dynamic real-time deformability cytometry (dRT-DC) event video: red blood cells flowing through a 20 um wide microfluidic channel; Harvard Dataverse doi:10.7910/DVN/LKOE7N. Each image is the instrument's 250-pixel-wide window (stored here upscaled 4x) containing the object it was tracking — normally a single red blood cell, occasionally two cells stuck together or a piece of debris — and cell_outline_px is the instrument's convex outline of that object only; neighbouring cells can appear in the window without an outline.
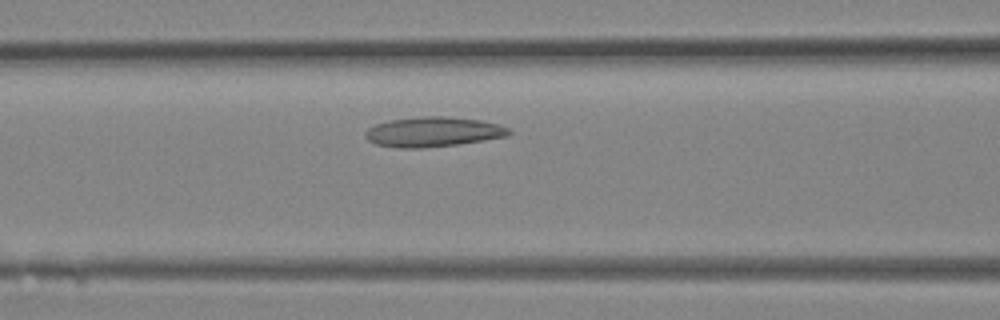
{"species": "Egyptian fruit bat (a non-hibernating species)", "species_latin": "Rousettus aegyptiacus", "temperature_condition": "room temperature", "stored_images_in_passage": 28, "camera_frame_rate_fps": 3000, "um_per_image_px": 0.085, "animal": {"sex": "female"}, "frame": {"image": 1, "passage_image": 9, "time_ms": 2.667, "image_size_px": [1000, 320], "cell_outline_px": [[512, 132], [508, 136], [484, 140], [456, 144], [420, 148], [400, 148], [376, 144], [368, 140], [364, 136], [364, 132], [368, 128], [376, 124], [388, 120], [424, 116], [444, 116], [480, 120], [500, 124], [508, 128]], "centroid_in_image_um": [36.81, 11.2], "position_along_channel_um": 129.8, "area_um2": 24.97}}
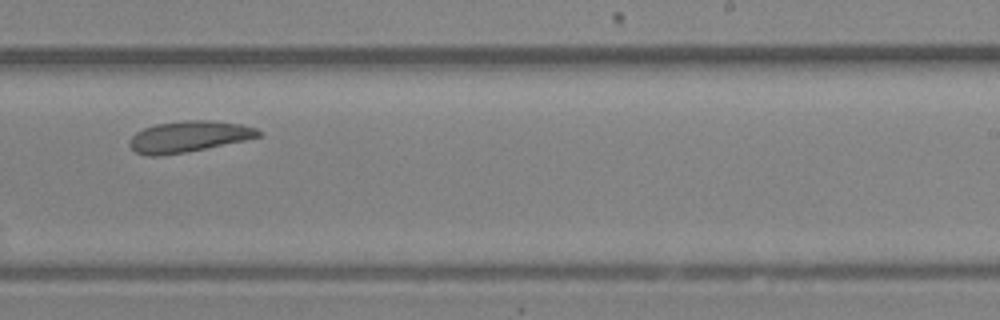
{"frame": {"image": 2, "passage_image": 16, "time_ms": 5.0, "image_size_px": [1000, 320], "cell_outline_px": [[260, 136], [244, 140], [184, 152], [160, 156], [148, 156], [136, 152], [128, 144], [128, 140], [136, 132], [144, 128], [156, 124], [184, 120], [208, 120], [240, 124], [256, 128], [260, 132]], "centroid_in_image_um": [15.98, 11.6], "position_along_channel_um": 273.0, "area_um2": 23.06}}
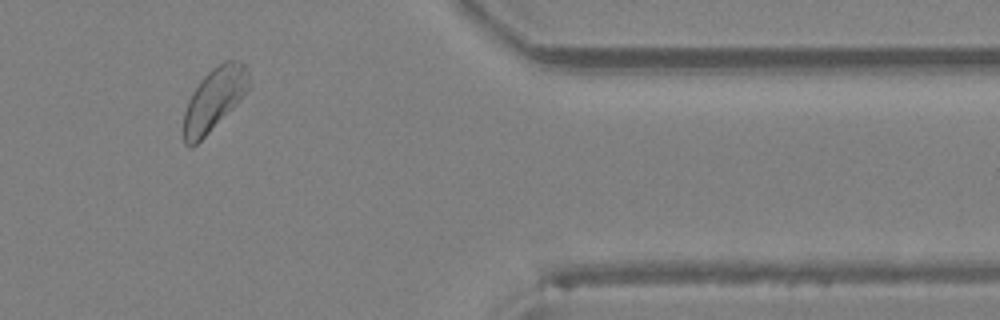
{"frame": {"image": 3, "passage_image": 23, "time_ms": 7.333, "image_size_px": [1000, 320], "cell_outline_px": [[248, 88], [240, 100], [192, 148], [188, 148], [184, 144], [184, 112], [188, 100], [192, 92], [200, 80], [212, 68], [224, 60], [240, 60], [248, 64]], "centroid_in_image_um": [18.2, 8.4], "position_along_channel_um": 393.2, "area_um2": 23.64}}